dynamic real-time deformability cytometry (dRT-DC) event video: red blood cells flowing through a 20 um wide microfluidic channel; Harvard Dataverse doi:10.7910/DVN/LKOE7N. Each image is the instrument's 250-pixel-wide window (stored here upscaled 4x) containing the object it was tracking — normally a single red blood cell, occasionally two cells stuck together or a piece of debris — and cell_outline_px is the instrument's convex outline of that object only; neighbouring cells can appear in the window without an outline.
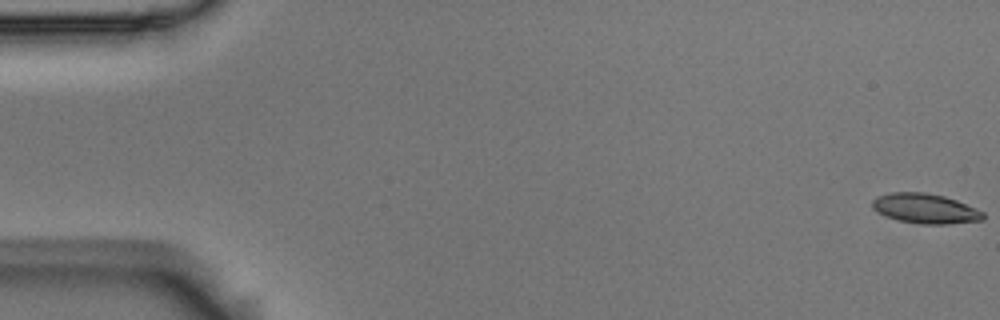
{"species": "Egyptian fruit bat (a non-hibernating species)", "species_latin": "Rousettus aegyptiacus", "temperature_condition": "room temperature", "stored_images_in_passage": 6, "camera_frame_rate_fps": 3000, "um_per_image_px": 0.085, "animal": {"sex": "male"}, "frame": {"image": 1, "passage_image": 1, "time_ms": 0.0, "image_size_px": [1000, 320], "cell_outline_px": [[984, 220], [948, 224], [924, 224], [896, 220], [872, 208], [872, 200], [876, 196], [892, 192], [924, 192], [944, 196], [956, 200], [976, 208], [984, 212]], "centroid_in_image_um": [78.66, 17.72], "position_along_channel_um": 6.3, "area_um2": 19.25}}
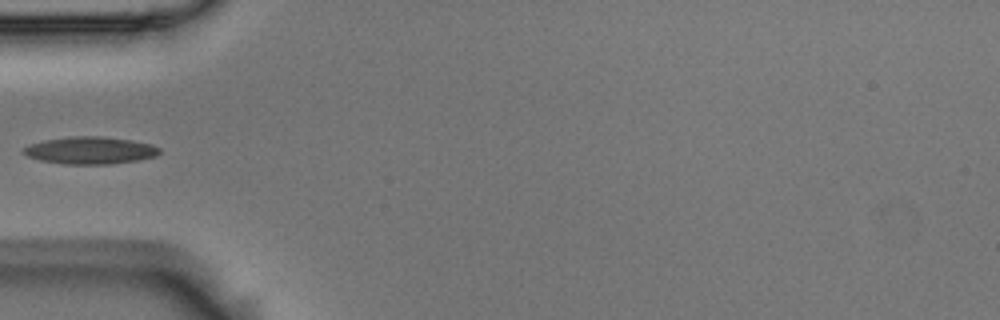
{"frame": {"image": 2, "passage_image": 5, "time_ms": 1.333, "image_size_px": [1000, 320], "cell_outline_px": [[160, 152], [156, 156], [140, 160], [112, 164], [64, 164], [40, 160], [28, 156], [20, 152], [20, 148], [28, 144], [44, 140], [72, 136], [100, 136], [132, 140], [152, 144], [160, 148]], "centroid_in_image_um": [7.64, 12.78], "position_along_channel_um": 77.4, "area_um2": 21.91}}
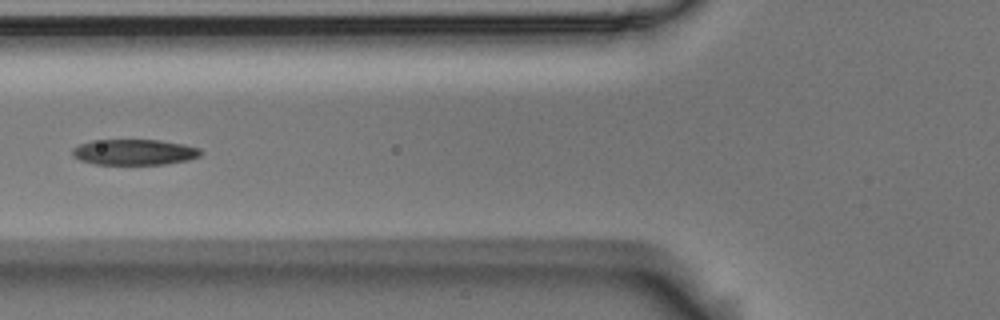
{"frame": {"image": 3, "passage_image": 6, "time_ms": 1.667, "image_size_px": [1000, 320], "cell_outline_px": [[204, 152], [200, 156], [188, 160], [164, 164], [96, 164], [80, 160], [72, 156], [72, 148], [80, 144], [92, 140], [160, 140], [184, 144], [200, 148]], "centroid_in_image_um": [11.43, 12.92], "position_along_channel_um": 114.4, "area_um2": 19.31}}